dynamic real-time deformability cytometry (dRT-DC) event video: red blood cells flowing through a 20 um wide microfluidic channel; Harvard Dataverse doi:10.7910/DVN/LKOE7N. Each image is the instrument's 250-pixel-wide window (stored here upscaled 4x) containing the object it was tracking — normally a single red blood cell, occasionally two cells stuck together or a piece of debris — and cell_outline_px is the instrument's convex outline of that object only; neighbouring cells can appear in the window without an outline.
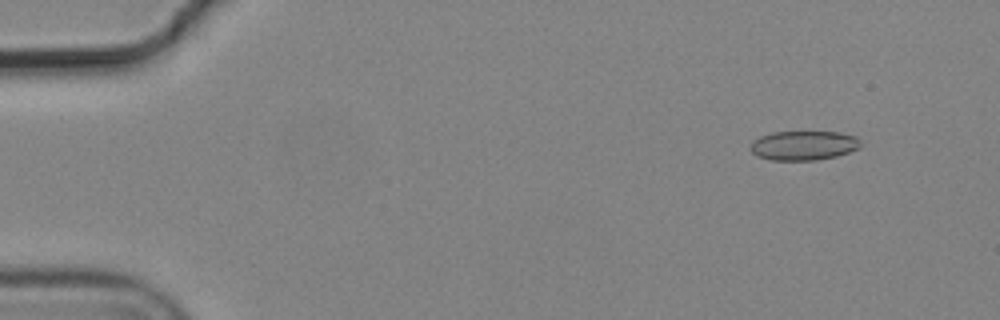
{"species": "common noctule bat (a hibernating species)", "species_latin": "Nyctalus noctula", "temperature_condition": "cold", "stored_images_in_passage": 6, "camera_frame_rate_fps": 3000, "um_per_image_px": 0.085, "animal": {"sex": "male", "body_mass_g": 19.2, "forearm_length_mm": 51.8}, "frame": {"image": 1, "passage_image": 1, "time_ms": 0.0, "image_size_px": [1000, 320], "cell_outline_px": [[860, 148], [836, 156], [816, 160], [772, 160], [756, 156], [748, 148], [752, 140], [760, 136], [772, 132], [840, 132], [856, 136], [860, 140]], "centroid_in_image_um": [68.27, 12.36], "position_along_channel_um": 16.7, "area_um2": 19.02}}
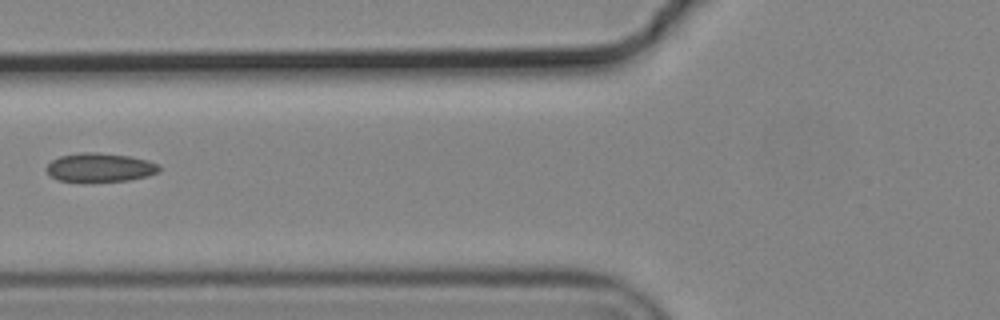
{"frame": {"image": 2, "passage_image": 5, "time_ms": 1.333, "image_size_px": [1000, 320], "cell_outline_px": [[160, 168], [156, 172], [148, 176], [128, 180], [88, 184], [84, 184], [56, 180], [44, 168], [52, 160], [60, 156], [80, 152], [96, 152], [128, 156], [148, 160], [160, 164]], "centroid_in_image_um": [8.45, 14.27], "position_along_channel_um": 117.4, "area_um2": 19.59}}
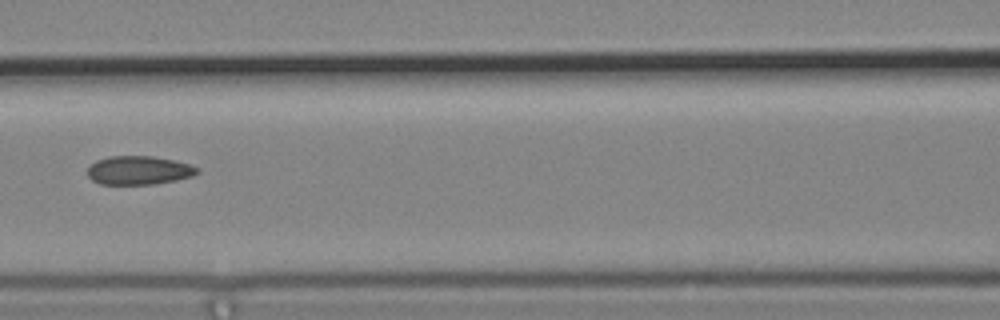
{"frame": {"image": 3, "passage_image": 6, "time_ms": 1.667, "image_size_px": [1000, 320], "cell_outline_px": [[200, 172], [192, 176], [176, 180], [156, 184], [100, 184], [92, 180], [88, 176], [88, 168], [96, 160], [108, 156], [152, 156], [172, 160], [188, 164], [196, 168]], "centroid_in_image_um": [11.77, 14.48], "position_along_channel_um": 154.8, "area_um2": 18.21}}